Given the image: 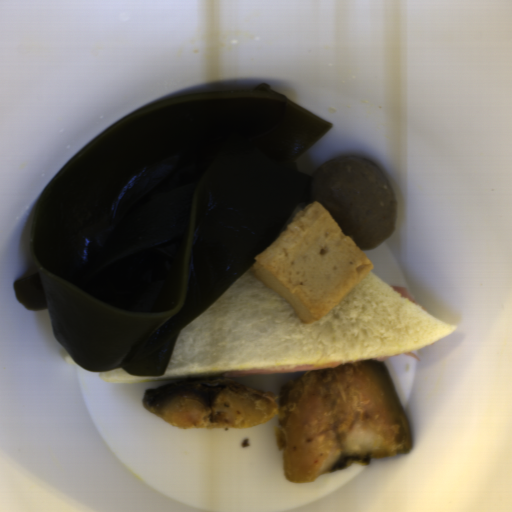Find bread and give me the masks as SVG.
Returning a JSON list of instances; mask_svg holds the SVG:
<instances>
[{"label": "bread", "instance_id": "obj_1", "mask_svg": "<svg viewBox=\"0 0 512 512\" xmlns=\"http://www.w3.org/2000/svg\"><path fill=\"white\" fill-rule=\"evenodd\" d=\"M242 273L182 327L158 376L99 371L112 383L182 381L189 377L288 365L352 362L411 352L450 335V326L419 308L371 271L321 319L301 323L262 280Z\"/></svg>", "mask_w": 512, "mask_h": 512}, {"label": "bread", "instance_id": "obj_2", "mask_svg": "<svg viewBox=\"0 0 512 512\" xmlns=\"http://www.w3.org/2000/svg\"><path fill=\"white\" fill-rule=\"evenodd\" d=\"M308 206L306 202L303 200L290 214V216L286 219L284 222L278 237L286 230V228L291 224V222L297 217V215L306 207Z\"/></svg>", "mask_w": 512, "mask_h": 512}, {"label": "bread", "instance_id": "obj_3", "mask_svg": "<svg viewBox=\"0 0 512 512\" xmlns=\"http://www.w3.org/2000/svg\"><path fill=\"white\" fill-rule=\"evenodd\" d=\"M65 361H66V364H70V365H79L76 360L72 357V355L69 353L68 355H66L65 357Z\"/></svg>", "mask_w": 512, "mask_h": 512}]
</instances>
